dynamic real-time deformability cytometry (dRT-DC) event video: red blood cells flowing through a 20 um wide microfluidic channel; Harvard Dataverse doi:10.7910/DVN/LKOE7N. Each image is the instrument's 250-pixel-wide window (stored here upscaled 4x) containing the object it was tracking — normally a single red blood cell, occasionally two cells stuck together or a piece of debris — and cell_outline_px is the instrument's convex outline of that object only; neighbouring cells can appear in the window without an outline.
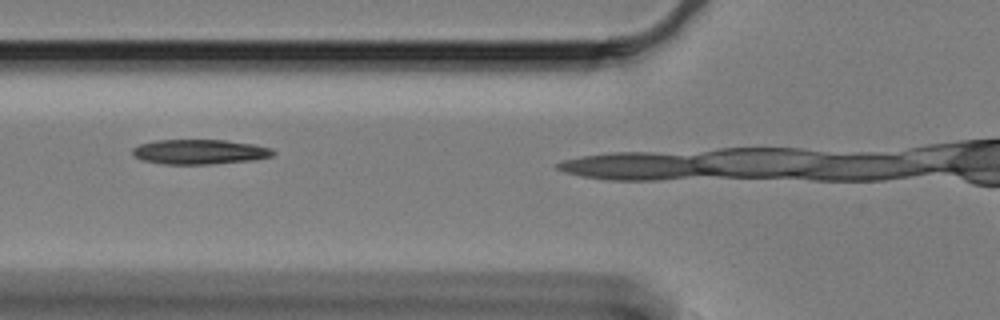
{"species": "Egyptian fruit bat (a non-hibernating species)", "species_latin": "Rousettus aegyptiacus", "temperature_condition": "cold", "stored_images_in_passage": 14, "camera_frame_rate_fps": 3000, "um_per_image_px": 0.085, "animal": {"sex": "female"}, "frame": {"image": 1, "passage_image": 12, "time_ms": 3.667, "image_size_px": [1000, 320], "cell_outline_px": [[276, 152], [272, 156], [252, 160], [208, 164], [164, 164], [140, 160], [132, 156], [132, 148], [140, 144], [156, 140], [224, 140], [252, 144], [272, 148]], "centroid_in_image_um": [16.92, 12.9], "position_along_channel_um": 108.9, "area_um2": 20.35}}